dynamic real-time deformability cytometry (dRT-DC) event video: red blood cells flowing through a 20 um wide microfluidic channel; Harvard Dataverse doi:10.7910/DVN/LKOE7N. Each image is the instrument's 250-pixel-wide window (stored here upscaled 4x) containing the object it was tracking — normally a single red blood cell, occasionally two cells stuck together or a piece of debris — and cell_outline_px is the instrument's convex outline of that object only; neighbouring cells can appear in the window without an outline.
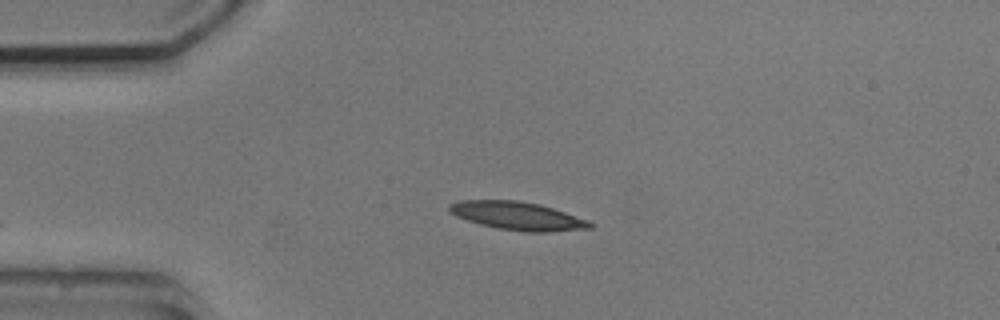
{"species": "common noctule bat (a hibernating species)", "species_latin": "Nyctalus noctula", "temperature_condition": "cold", "stored_images_in_passage": 3, "camera_frame_rate_fps": 3000, "um_per_image_px": 0.085, "animal": {"sex": "male", "body_mass_g": 20.5, "forearm_length_mm": 52.5}, "frame": {"image": 1, "passage_image": 3, "time_ms": 2.333, "image_size_px": [1000, 320], "cell_outline_px": [[596, 224], [592, 228], [548, 232], [524, 232], [496, 228], [480, 224], [456, 216], [448, 208], [448, 204], [460, 200], [520, 200], [540, 204], [588, 220]], "centroid_in_image_um": [44.01, 18.35], "position_along_channel_um": 41.0, "area_um2": 23.18}}